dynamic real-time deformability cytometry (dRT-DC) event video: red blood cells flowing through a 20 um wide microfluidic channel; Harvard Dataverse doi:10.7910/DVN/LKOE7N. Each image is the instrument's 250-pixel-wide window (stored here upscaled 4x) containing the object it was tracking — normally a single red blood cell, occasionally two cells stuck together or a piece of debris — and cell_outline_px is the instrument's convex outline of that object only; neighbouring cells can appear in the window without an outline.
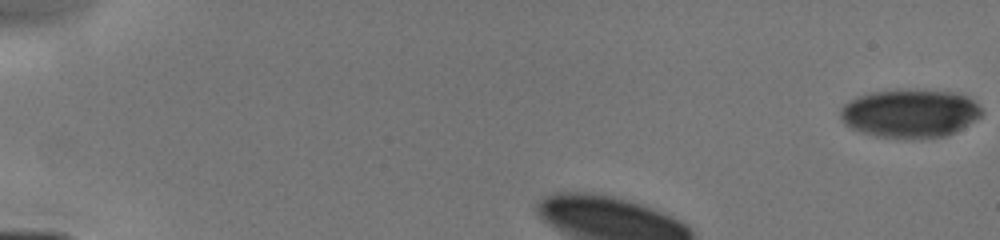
{"species": "human", "species_latin": "Homo sapiens", "temperature_condition": "cold", "stored_images_in_passage": 5, "camera_frame_rate_fps": 3000, "um_per_image_px": 0.085, "donor": {"sex": "male"}, "frame": {"image": 1, "passage_image": 1, "time_ms": 0.0, "image_size_px": [1000, 240], "cell_outline_px": [[984, 112], [980, 116], [956, 132], [948, 136], [920, 140], [912, 140], [876, 136], [860, 132], [844, 124], [840, 116], [840, 108], [844, 104], [856, 96], [872, 92], [896, 88], [912, 88], [960, 92], [968, 96]], "centroid_in_image_um": [77.35, 9.63], "position_along_channel_um": 7.7, "area_um2": 41.15}}